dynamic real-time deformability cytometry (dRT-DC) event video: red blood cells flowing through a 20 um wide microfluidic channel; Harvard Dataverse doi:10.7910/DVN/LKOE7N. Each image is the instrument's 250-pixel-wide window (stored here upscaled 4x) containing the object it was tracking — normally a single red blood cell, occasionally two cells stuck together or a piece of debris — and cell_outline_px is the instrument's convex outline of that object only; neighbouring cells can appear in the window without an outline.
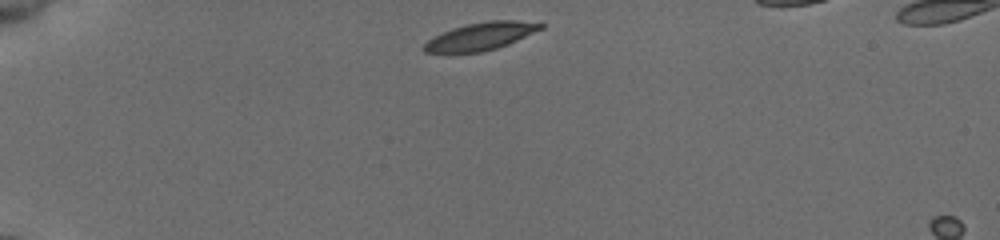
{"species": "common noctule bat (a hibernating species)", "species_latin": "Nyctalus noctula", "temperature_condition": "cold", "stored_images_in_passage": 41, "camera_frame_rate_fps": 3000, "um_per_image_px": 0.085, "animal": {"sex": "female", "body_mass_g": 19.5, "forearm_length_mm": 54.1}, "frame": {"image": 1, "passage_image": 1, "time_ms": 0.0, "image_size_px": [1000, 240], "cell_outline_px": [[544, 28], [508, 44], [496, 48], [480, 52], [424, 52], [420, 48], [432, 36], [452, 28], [468, 24], [488, 20], [516, 20], [544, 24]], "centroid_in_image_um": [40.84, 3.08], "position_along_channel_um": 44.2, "area_um2": 18.67}}
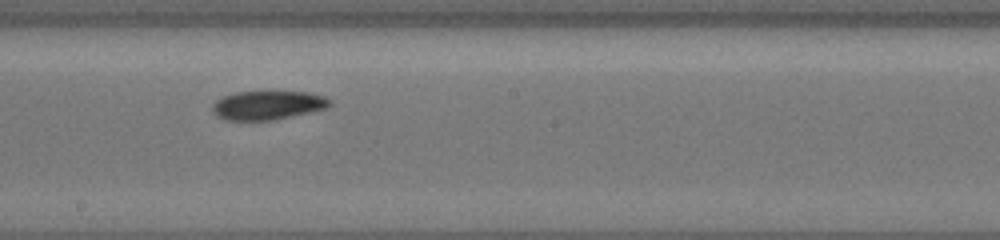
{"frame": {"image": 2, "passage_image": 19, "time_ms": 6.0, "image_size_px": [1000, 240], "cell_outline_px": [[332, 104], [328, 108], [312, 112], [272, 120], [224, 120], [216, 116], [212, 112], [212, 104], [216, 100], [224, 96], [236, 92], [308, 92], [324, 96], [332, 100]], "centroid_in_image_um": [22.77, 8.95], "position_along_channel_um": 225.4, "area_um2": 19.88}}
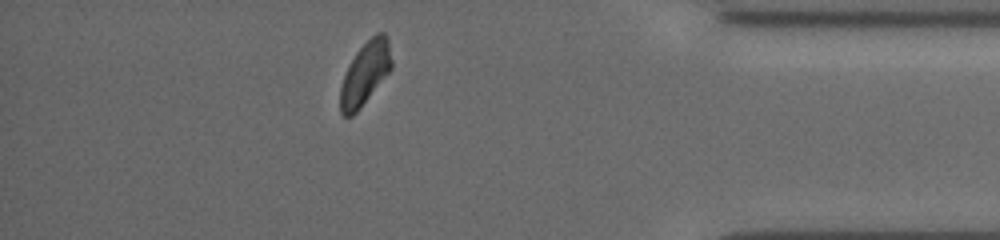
{"frame": {"image": 3, "passage_image": 35, "time_ms": 11.333, "image_size_px": [1000, 240], "cell_outline_px": [[392, 68], [356, 112], [352, 116], [344, 116], [340, 112], [340, 88], [344, 76], [356, 52], [376, 32], [384, 32], [388, 36], [392, 60]], "centroid_in_image_um": [31.05, 6.21], "position_along_channel_um": 404.1, "area_um2": 18.5}}